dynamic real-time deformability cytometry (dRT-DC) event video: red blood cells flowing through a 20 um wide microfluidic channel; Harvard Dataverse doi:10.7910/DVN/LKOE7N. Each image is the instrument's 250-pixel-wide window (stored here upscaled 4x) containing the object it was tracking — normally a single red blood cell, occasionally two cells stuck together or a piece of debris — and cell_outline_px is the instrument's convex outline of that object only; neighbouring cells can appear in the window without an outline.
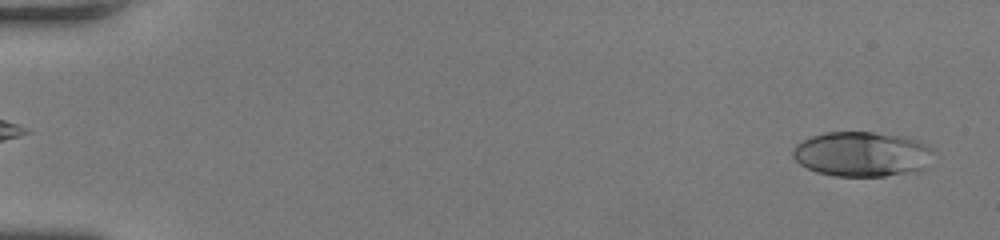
{"species": "human", "species_latin": "Homo sapiens", "temperature_condition": "room temperature", "stored_images_in_passage": 49, "camera_frame_rate_fps": 3000, "um_per_image_px": 0.085, "donor": {"sex": "female"}, "frame": {"image": 1, "passage_image": 2, "time_ms": 0.333, "image_size_px": [1000, 240], "cell_outline_px": [[936, 152], [928, 168], [916, 172], [884, 176], [836, 176], [816, 172], [800, 164], [792, 156], [792, 148], [796, 144], [812, 136], [824, 132], [872, 132], [900, 136], [916, 140], [932, 148]], "centroid_in_image_um": [73.32, 13.11], "position_along_channel_um": 11.7, "area_um2": 37.22}}
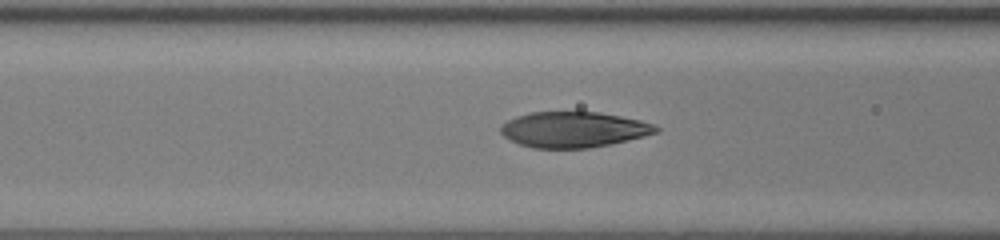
{"frame": {"image": 2, "passage_image": 21, "time_ms": 6.667, "image_size_px": [1000, 240], "cell_outline_px": [[660, 132], [612, 144], [588, 148], [532, 148], [520, 144], [504, 136], [500, 132], [500, 124], [516, 116], [528, 112], [600, 112], [640, 120], [652, 124], [660, 128]], "centroid_in_image_um": [48.75, 11.01], "position_along_channel_um": 117.8, "area_um2": 32.37}}
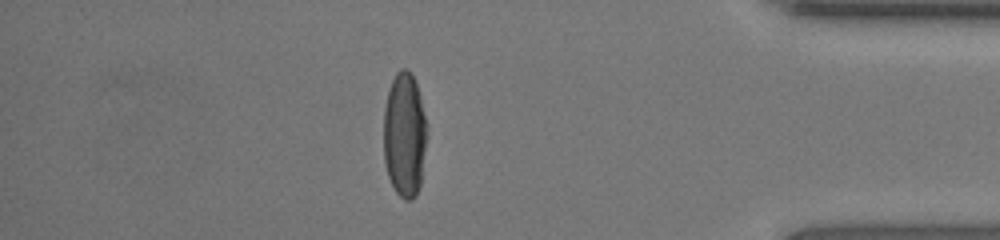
{"frame": {"image": 3, "passage_image": 43, "time_ms": 14.0, "image_size_px": [1000, 240], "cell_outline_px": [[428, 124], [420, 184], [416, 196], [412, 200], [404, 200], [396, 192], [388, 176], [384, 160], [384, 108], [388, 88], [396, 72], [400, 68], [408, 68], [416, 84], [420, 96]], "centroid_in_image_um": [34.38, 11.44], "position_along_channel_um": 400.8, "area_um2": 31.73}, "authors_computed_cell_mechanics": {"area_um2": 33.7552, "velocity_mm_per_s": 4.2828, "shape_relaxation_time_tau1_ms": 3.4113, "shape_relaxation_time_tau2_ms": null, "deformation_change_tau1": 0.1974, "deformation_change_tau2": null}}